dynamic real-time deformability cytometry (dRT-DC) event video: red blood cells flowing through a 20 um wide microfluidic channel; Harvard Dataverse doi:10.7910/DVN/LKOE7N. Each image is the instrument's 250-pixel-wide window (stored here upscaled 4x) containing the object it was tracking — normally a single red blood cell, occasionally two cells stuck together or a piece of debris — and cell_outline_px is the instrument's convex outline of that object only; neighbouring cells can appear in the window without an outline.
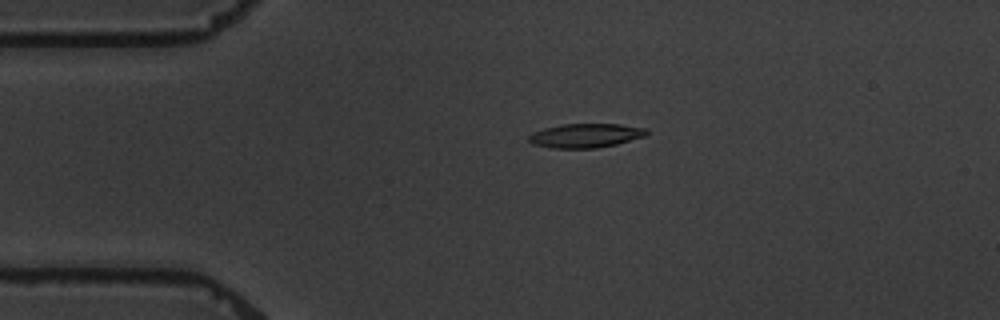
{"species": "common noctule bat (a hibernating species)", "species_latin": "Nyctalus noctula", "temperature_condition": "warm", "stored_images_in_passage": 7, "camera_frame_rate_fps": 3000, "um_per_image_px": 0.085, "animal": {"sex": "male", "body_mass_g": 19.5, "forearm_length_mm": 54.6}, "frame": {"image": 1, "passage_image": 4, "time_ms": 3.667, "image_size_px": [1000, 320], "cell_outline_px": [[648, 132], [644, 136], [616, 144], [596, 148], [552, 148], [532, 144], [528, 140], [528, 136], [532, 132], [544, 128], [564, 124], [620, 124], [644, 128]], "centroid_in_image_um": [49.72, 11.52], "position_along_channel_um": 35.3, "area_um2": 16.42}}
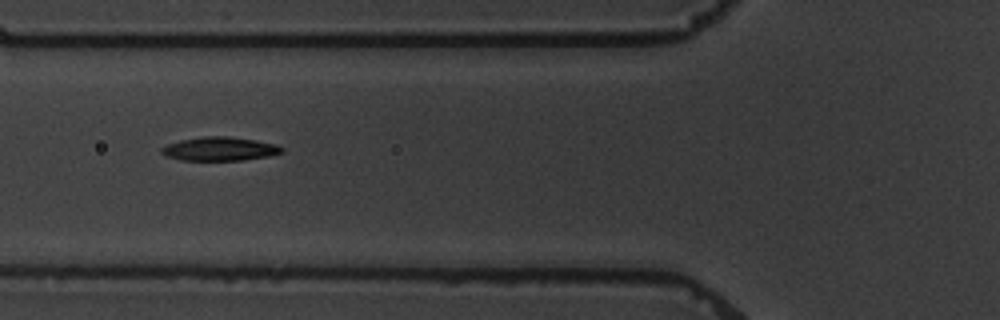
{"frame": {"image": 2, "passage_image": 6, "time_ms": 6.667, "image_size_px": [1000, 320], "cell_outline_px": [[284, 152], [268, 156], [244, 160], [180, 160], [164, 156], [160, 152], [160, 148], [168, 144], [180, 140], [204, 136], [228, 136], [256, 140], [276, 144], [284, 148]], "centroid_in_image_um": [18.66, 12.65], "position_along_channel_um": 107.1, "area_um2": 16.76}}
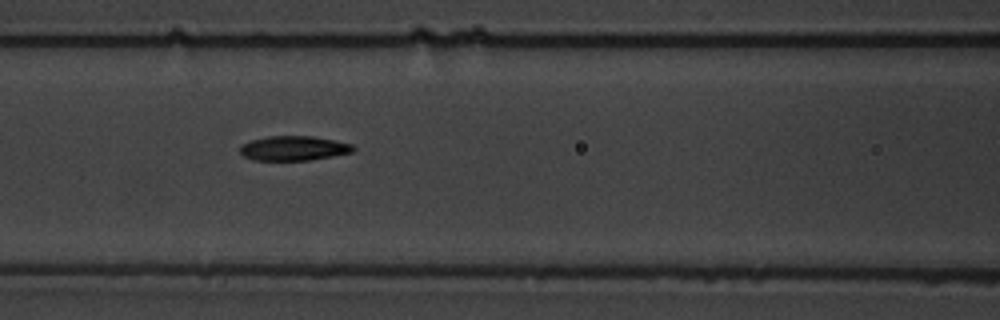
{"frame": {"image": 3, "passage_image": 7, "time_ms": 7.667, "image_size_px": [1000, 320], "cell_outline_px": [[356, 148], [352, 152], [332, 156], [308, 160], [252, 160], [244, 156], [240, 152], [240, 144], [252, 140], [268, 136], [312, 136], [352, 144]], "centroid_in_image_um": [24.93, 12.6], "position_along_channel_um": 141.7, "area_um2": 16.13}}